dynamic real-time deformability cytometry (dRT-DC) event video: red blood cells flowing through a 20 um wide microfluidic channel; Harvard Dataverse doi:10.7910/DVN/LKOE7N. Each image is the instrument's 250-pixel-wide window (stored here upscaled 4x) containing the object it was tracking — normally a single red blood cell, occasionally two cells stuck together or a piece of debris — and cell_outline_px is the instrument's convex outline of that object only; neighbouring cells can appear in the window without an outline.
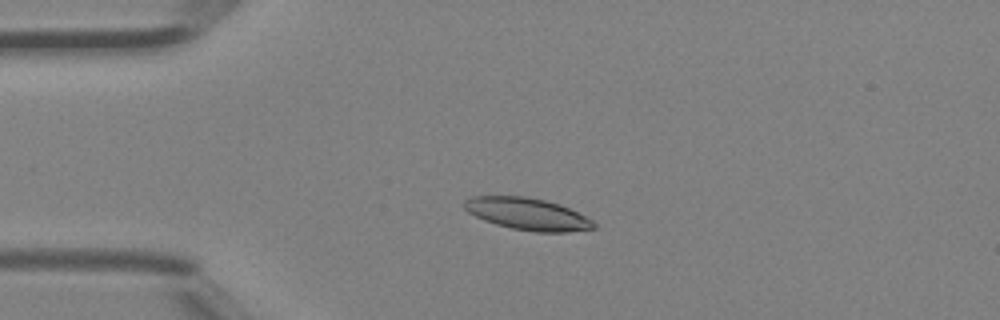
{"species": "Egyptian fruit bat (a non-hibernating species)", "species_latin": "Rousettus aegyptiacus", "temperature_condition": "room temperature", "stored_images_in_passage": 36, "camera_frame_rate_fps": 3000, "um_per_image_px": 0.085, "animal": {"sex": "female"}, "frame": {"image": 1, "passage_image": 1, "time_ms": 0.0, "image_size_px": [1000, 320], "cell_outline_px": [[596, 228], [568, 232], [536, 232], [512, 228], [496, 224], [484, 220], [468, 212], [464, 208], [464, 200], [468, 196], [528, 196], [560, 204], [592, 220], [596, 224]], "centroid_in_image_um": [44.82, 18.18], "position_along_channel_um": 40.2, "area_um2": 24.1}}
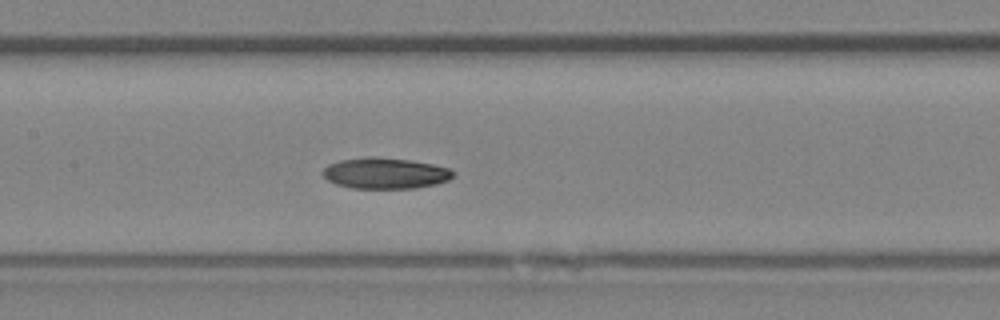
{"frame": {"image": 2, "passage_image": 12, "time_ms": 3.667, "image_size_px": [1000, 320], "cell_outline_px": [[452, 176], [448, 180], [436, 184], [416, 188], [352, 188], [336, 184], [328, 180], [320, 172], [328, 164], [340, 160], [368, 156], [372, 156], [408, 160], [432, 164], [448, 168], [452, 172]], "centroid_in_image_um": [32.69, 14.72], "position_along_channel_um": 174.7, "area_um2": 23.41}}
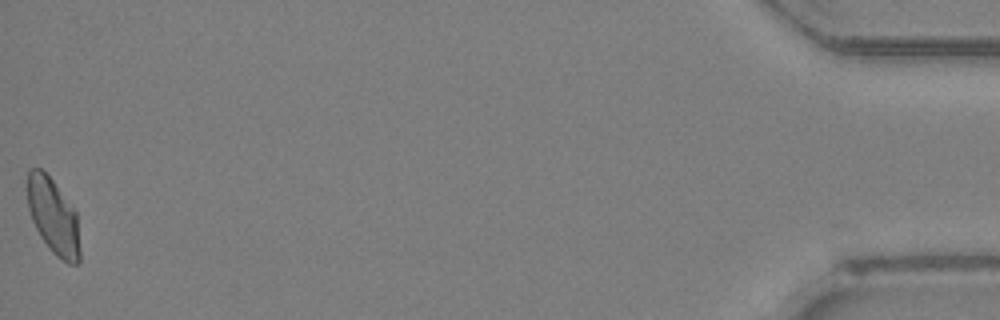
{"frame": {"image": 3, "passage_image": 36, "time_ms": 11.667, "image_size_px": [1000, 320], "cell_outline_px": [[80, 260], [76, 264], [68, 264], [56, 256], [52, 252], [40, 236], [32, 220], [28, 208], [28, 172], [32, 168], [40, 168], [52, 180], [76, 212], [80, 248]], "centroid_in_image_um": [4.54, 18.44], "position_along_channel_um": 430.7, "area_um2": 22.89}}